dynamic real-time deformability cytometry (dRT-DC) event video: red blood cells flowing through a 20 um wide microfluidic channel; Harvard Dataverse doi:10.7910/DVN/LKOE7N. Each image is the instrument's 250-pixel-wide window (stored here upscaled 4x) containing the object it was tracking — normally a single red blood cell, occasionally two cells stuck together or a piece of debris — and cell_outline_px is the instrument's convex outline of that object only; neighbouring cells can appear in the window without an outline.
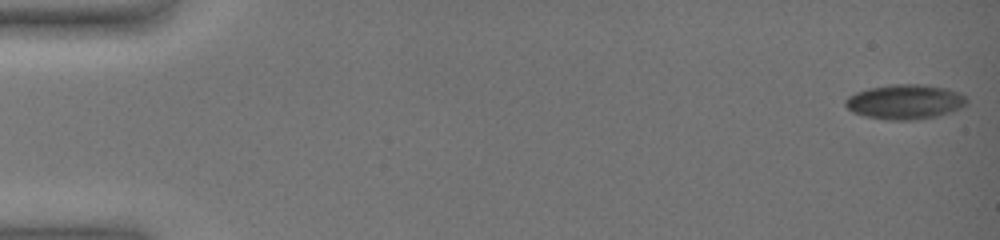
{"species": "common noctule bat (a hibernating species)", "species_latin": "Nyctalus noctula", "temperature_condition": "warm", "stored_images_in_passage": 55, "camera_frame_rate_fps": 3000, "um_per_image_px": 0.085, "animal": {"sex": "female", "body_mass_g": 19.0, "forearm_length_mm": 51.5}, "frame": {"image": 1, "passage_image": 1, "time_ms": 0.0, "image_size_px": [1000, 240], "cell_outline_px": [[968, 104], [960, 108], [936, 116], [912, 120], [888, 120], [864, 116], [852, 112], [844, 104], [844, 100], [848, 96], [856, 92], [872, 88], [896, 84], [916, 84], [948, 88], [960, 92], [968, 100]], "centroid_in_image_um": [76.93, 8.66], "position_along_channel_um": 8.1, "area_um2": 24.45}}
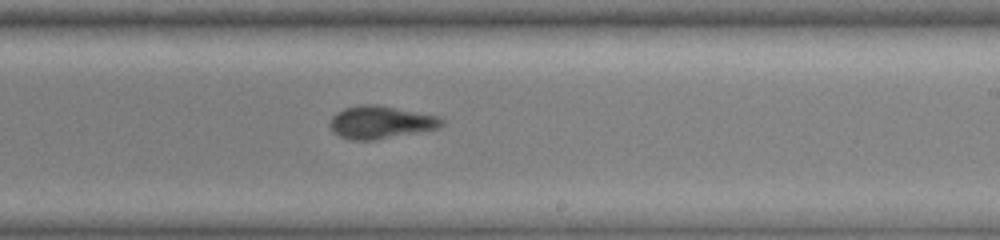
{"frame": {"image": 2, "passage_image": 36, "time_ms": 11.667, "image_size_px": [1000, 240], "cell_outline_px": [[444, 124], [436, 128], [376, 140], [348, 140], [332, 132], [328, 124], [332, 116], [336, 112], [344, 108], [360, 104], [376, 104], [436, 116], [444, 120]], "centroid_in_image_um": [32.26, 10.39], "position_along_channel_um": 256.7, "area_um2": 21.21}}
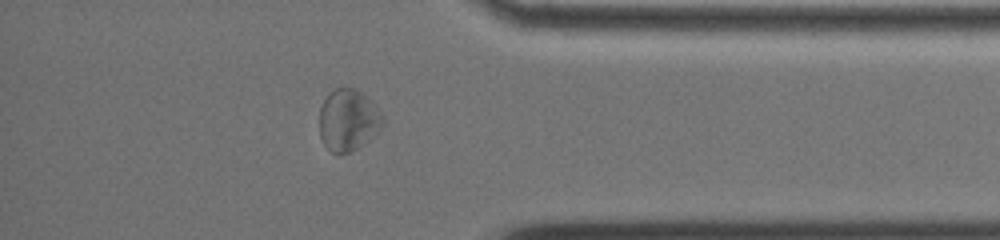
{"frame": {"image": 3, "passage_image": 49, "time_ms": 16.0, "image_size_px": [1000, 240], "cell_outline_px": [[384, 124], [364, 144], [340, 156], [332, 152], [324, 144], [320, 136], [320, 108], [328, 92], [336, 88], [356, 88], [384, 116]], "centroid_in_image_um": [29.57, 10.22], "position_along_channel_um": 405.6, "area_um2": 22.54}, "authors_computed_cell_mechanics": {"area_um2": 22.7154, "velocity_mm_per_s": 3.5473, "shape_relaxation_time_tau1_ms": null, "shape_relaxation_time_tau2_ms": 1.7697, "deformation_change_tau1": null, "deformation_change_tau2": 0.0733}}